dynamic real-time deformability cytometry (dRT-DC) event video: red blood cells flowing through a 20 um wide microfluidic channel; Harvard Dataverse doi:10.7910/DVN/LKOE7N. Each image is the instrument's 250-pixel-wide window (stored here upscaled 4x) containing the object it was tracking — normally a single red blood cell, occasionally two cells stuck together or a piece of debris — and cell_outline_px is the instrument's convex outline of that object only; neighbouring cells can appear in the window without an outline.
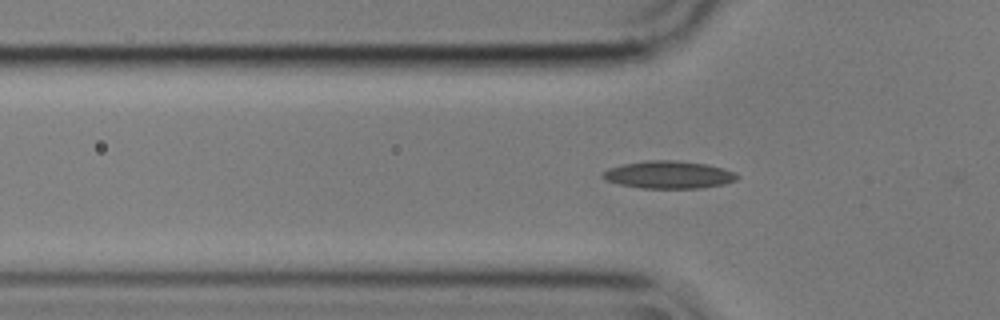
{"species": "common noctule bat (a hibernating species)", "species_latin": "Nyctalus noctula", "temperature_condition": "cold", "stored_images_in_passage": 34, "camera_frame_rate_fps": 3000, "um_per_image_px": 0.085, "animal": {"sex": "male", "body_mass_g": 17.9}, "frame": {"image": 1, "passage_image": 2, "time_ms": 0.333, "image_size_px": [1000, 320], "cell_outline_px": [[740, 176], [736, 180], [724, 184], [700, 188], [640, 188], [620, 184], [608, 180], [600, 176], [608, 168], [624, 164], [648, 160], [672, 160], [708, 164], [736, 172]], "centroid_in_image_um": [56.88, 14.85], "position_along_channel_um": 68.9, "area_um2": 21.5}}
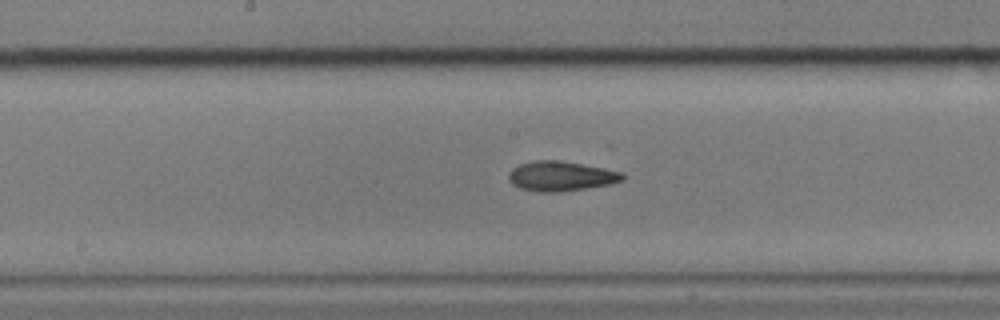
{"frame": {"image": 2, "passage_image": 13, "time_ms": 4.0, "image_size_px": [1000, 320], "cell_outline_px": [[624, 180], [612, 184], [588, 188], [560, 192], [540, 192], [520, 188], [512, 184], [508, 180], [508, 172], [512, 168], [520, 164], [532, 160], [560, 160], [604, 168], [624, 172]], "centroid_in_image_um": [47.68, 14.97], "position_along_channel_um": 200.5, "area_um2": 20.06}}
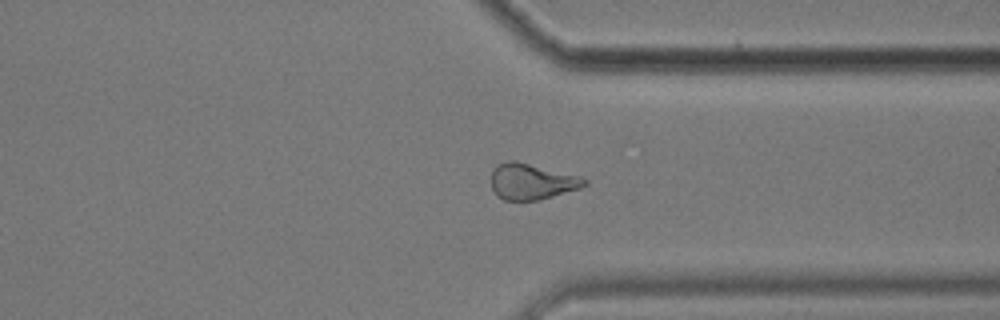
{"frame": {"image": 3, "passage_image": 27, "time_ms": 8.667, "image_size_px": [1000, 320], "cell_outline_px": [[588, 184], [580, 188], [540, 200], [504, 200], [496, 196], [492, 188], [492, 172], [496, 164], [508, 160], [516, 160], [580, 176], [588, 180]], "centroid_in_image_um": [45.19, 15.42], "position_along_channel_um": 366.2, "area_um2": 19.71}}